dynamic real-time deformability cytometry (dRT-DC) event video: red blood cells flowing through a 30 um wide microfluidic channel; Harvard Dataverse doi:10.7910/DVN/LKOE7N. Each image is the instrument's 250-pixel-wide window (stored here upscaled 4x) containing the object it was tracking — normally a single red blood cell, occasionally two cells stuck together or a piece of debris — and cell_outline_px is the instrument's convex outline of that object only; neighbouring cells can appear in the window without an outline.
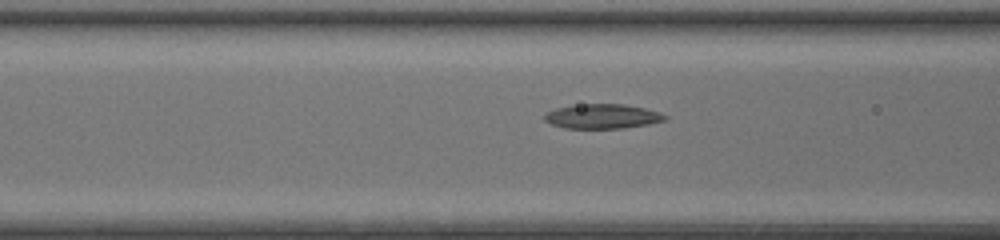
{"species": "common noctule bat (a hibernating species)", "species_latin": "Nyctalus noctula", "temperature_condition": "room temperature", "stored_images_in_passage": 25, "camera_frame_rate_fps": 3000, "um_per_image_px": 0.085, "animal": {"sex": "female", "body_mass_g": 20.0, "forearm_length_mm": 54.0}, "frame": {"image": 1, "passage_image": 14, "time_ms": 4.333, "image_size_px": [1000, 240], "cell_outline_px": [[668, 116], [664, 120], [648, 124], [624, 128], [564, 128], [552, 124], [544, 120], [544, 116], [548, 112], [556, 108], [580, 104], [624, 104], [644, 108], [660, 112]], "centroid_in_image_um": [51.21, 9.89], "position_along_channel_um": 115.4, "area_um2": 17.11}}
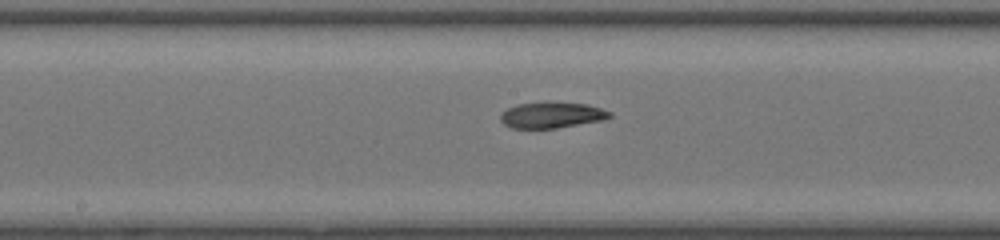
{"frame": {"image": 2, "passage_image": 20, "time_ms": 6.333, "image_size_px": [1000, 240], "cell_outline_px": [[612, 116], [604, 120], [556, 128], [512, 128], [504, 124], [500, 120], [500, 112], [508, 108], [520, 104], [548, 100], [588, 104], [612, 112]], "centroid_in_image_um": [46.9, 9.75], "position_along_channel_um": 201.3, "area_um2": 16.94}}
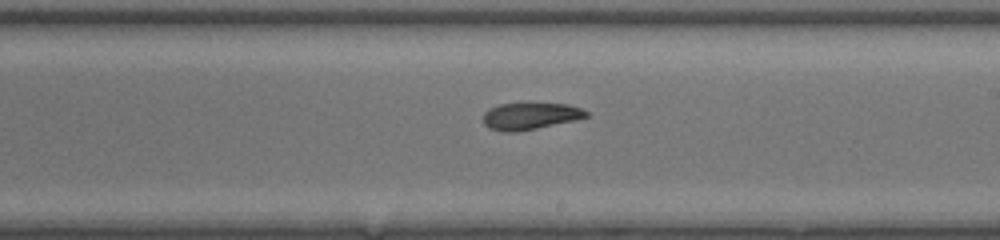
{"frame": {"image": 3, "passage_image": 23, "time_ms": 7.333, "image_size_px": [1000, 240], "cell_outline_px": [[588, 116], [576, 120], [516, 132], [504, 132], [488, 128], [484, 124], [484, 112], [488, 108], [500, 104], [568, 104], [580, 108], [588, 112]], "centroid_in_image_um": [45.04, 9.87], "position_along_channel_um": 244.0, "area_um2": 15.95}}